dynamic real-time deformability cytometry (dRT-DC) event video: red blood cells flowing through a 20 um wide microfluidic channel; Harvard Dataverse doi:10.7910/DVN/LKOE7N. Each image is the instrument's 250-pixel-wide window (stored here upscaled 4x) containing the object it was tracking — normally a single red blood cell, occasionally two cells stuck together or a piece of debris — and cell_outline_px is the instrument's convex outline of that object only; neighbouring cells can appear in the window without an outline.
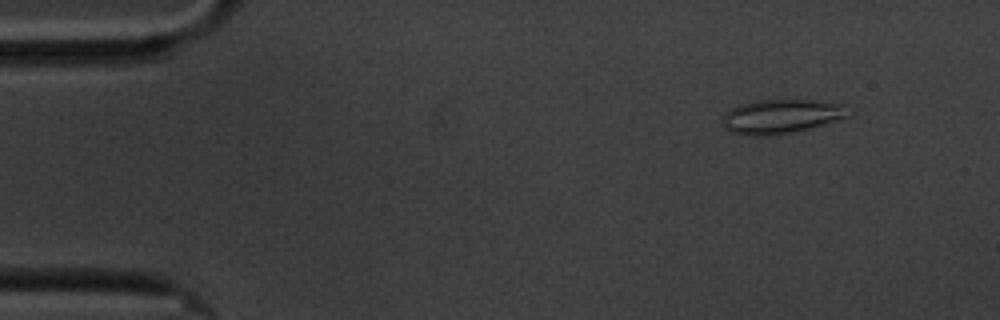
{"species": "common noctule bat (a hibernating species)", "species_latin": "Nyctalus noctula", "temperature_condition": "cold", "stored_images_in_passage": 59, "camera_frame_rate_fps": 3000, "um_per_image_px": 0.085, "animal": {"sex": "male", "body_mass_g": 20.1, "forearm_length_mm": 53.5}, "frame": {"image": 1, "passage_image": 6, "time_ms": 1.667, "image_size_px": [1000, 320], "cell_outline_px": [[848, 116], [836, 120], [808, 128], [776, 136], [752, 136], [732, 132], [724, 128], [720, 120], [732, 108], [740, 104], [756, 100], [816, 100], [844, 104]], "centroid_in_image_um": [66.35, 9.9], "position_along_channel_um": 18.7, "area_um2": 24.91}}
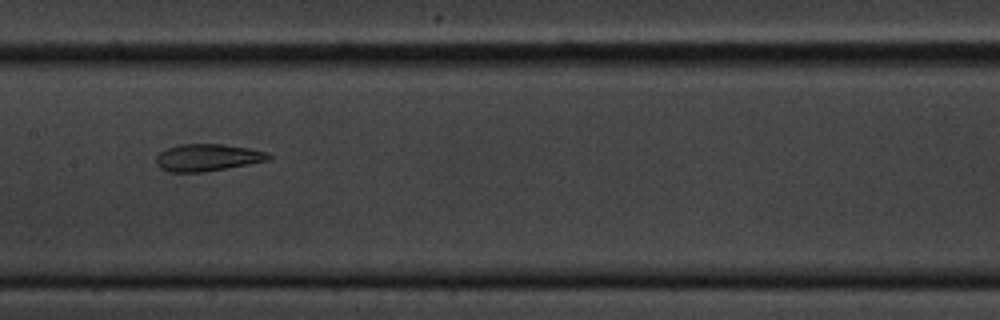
{"frame": {"image": 2, "passage_image": 29, "time_ms": 9.333, "image_size_px": [1000, 320], "cell_outline_px": [[272, 156], [268, 160], [248, 164], [204, 172], [168, 172], [160, 168], [156, 164], [156, 156], [160, 152], [168, 148], [180, 144], [224, 144], [248, 148], [268, 152]], "centroid_in_image_um": [17.62, 13.39], "position_along_channel_um": 189.8, "area_um2": 17.74}}
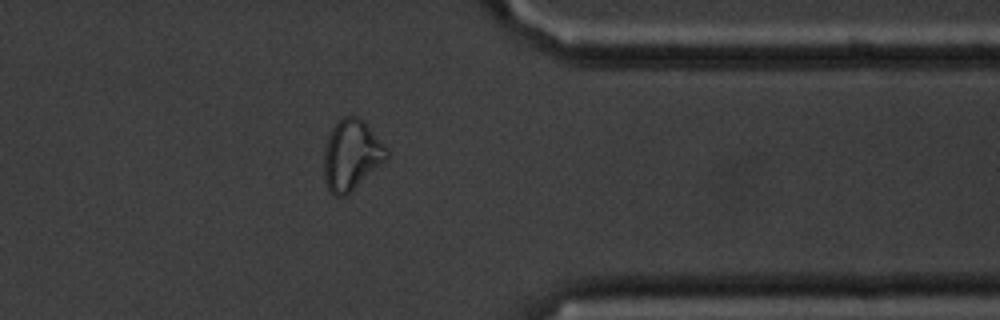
{"frame": {"image": 3, "passage_image": 47, "time_ms": 15.333, "image_size_px": [1000, 320], "cell_outline_px": [[388, 156], [380, 164], [344, 196], [336, 196], [328, 188], [324, 180], [324, 148], [328, 136], [332, 128], [344, 116], [360, 116], [364, 120], [388, 148]], "centroid_in_image_um": [29.86, 13.12], "position_along_channel_um": 381.5, "area_um2": 25.26}, "authors_computed_cell_mechanics": {"area_um2": 21.9062, "velocity_mm_per_s": 3.3711, "shape_relaxation_time_tau1_ms": null, "shape_relaxation_time_tau2_ms": 1.3145, "deformation_change_tau1": null, "deformation_change_tau2": 0.0789}}